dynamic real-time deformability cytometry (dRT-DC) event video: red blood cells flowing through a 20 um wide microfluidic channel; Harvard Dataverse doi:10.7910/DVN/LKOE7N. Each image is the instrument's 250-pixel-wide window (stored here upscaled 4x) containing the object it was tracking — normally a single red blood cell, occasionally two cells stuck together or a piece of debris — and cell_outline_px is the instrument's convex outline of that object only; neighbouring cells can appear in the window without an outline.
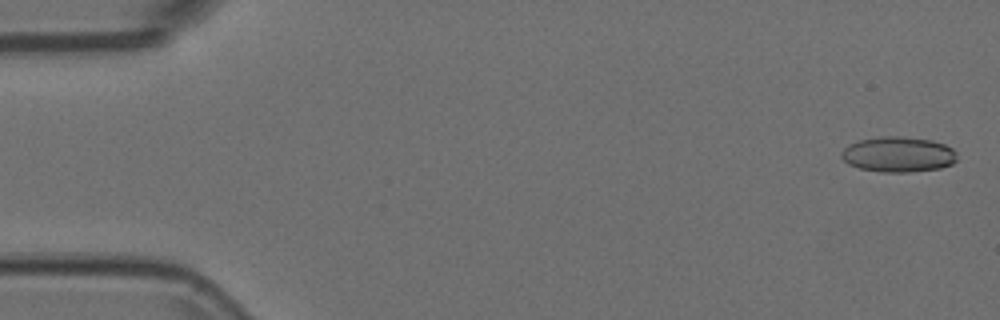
{"species": "Egyptian fruit bat (a non-hibernating species)", "species_latin": "Rousettus aegyptiacus", "temperature_condition": "room temperature", "stored_images_in_passage": 50, "camera_frame_rate_fps": 3000, "um_per_image_px": 0.085, "animal": {"sex": "female"}, "frame": {"image": 1, "passage_image": 2, "time_ms": 0.333, "image_size_px": [1000, 320], "cell_outline_px": [[956, 160], [952, 164], [940, 168], [908, 172], [880, 172], [860, 168], [848, 164], [840, 156], [840, 152], [848, 144], [860, 140], [880, 136], [900, 136], [932, 140], [944, 144], [952, 148], [956, 152]], "centroid_in_image_um": [76.33, 13.12], "position_along_channel_um": 8.7, "area_um2": 23.93}}
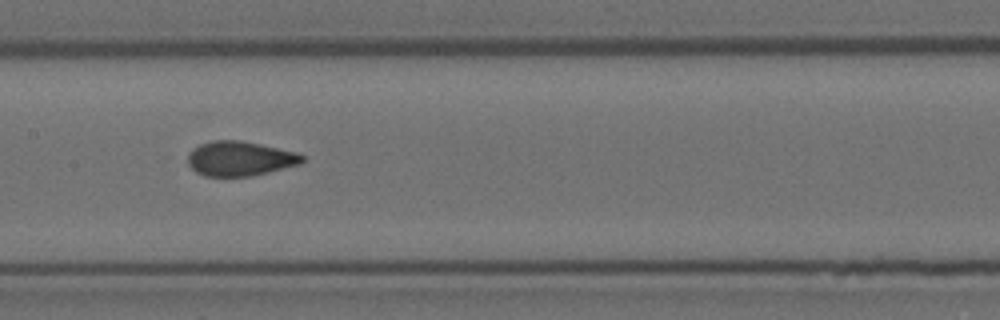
{"frame": {"image": 2, "passage_image": 27, "time_ms": 8.667, "image_size_px": [1000, 320], "cell_outline_px": [[304, 160], [300, 164], [252, 176], [204, 176], [196, 172], [188, 164], [188, 152], [192, 148], [200, 144], [212, 140], [240, 140], [260, 144], [296, 152], [304, 156]], "centroid_in_image_um": [20.36, 13.47], "position_along_channel_um": 187.0, "area_um2": 23.12}}
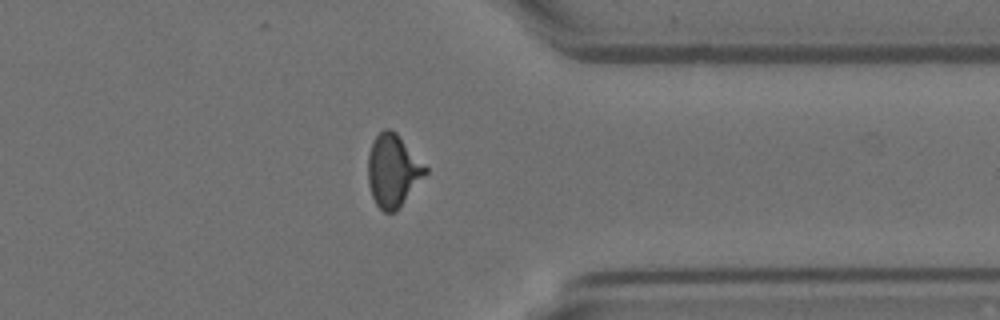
{"frame": {"image": 3, "passage_image": 43, "time_ms": 14.0, "image_size_px": [1000, 320], "cell_outline_px": [[428, 172], [396, 212], [384, 212], [376, 204], [372, 196], [368, 184], [368, 156], [372, 140], [384, 128], [388, 128], [396, 132], [428, 168]], "centroid_in_image_um": [33.4, 14.5], "position_along_channel_um": 378.0, "area_um2": 24.28}}